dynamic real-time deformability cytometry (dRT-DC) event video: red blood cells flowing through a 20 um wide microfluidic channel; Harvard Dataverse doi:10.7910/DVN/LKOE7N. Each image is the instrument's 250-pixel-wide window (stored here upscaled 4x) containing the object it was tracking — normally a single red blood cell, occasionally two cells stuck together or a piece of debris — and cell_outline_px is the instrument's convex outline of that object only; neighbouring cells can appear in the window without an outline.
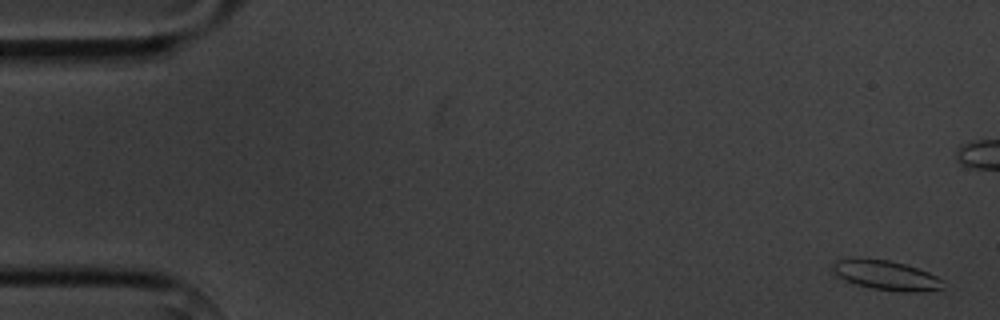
{"species": "common noctule bat (a hibernating species)", "species_latin": "Nyctalus noctula", "temperature_condition": "cold", "stored_images_in_passage": 6, "camera_frame_rate_fps": 3000, "um_per_image_px": 0.085, "animal": {"sex": "male", "body_mass_g": 20.1, "forearm_length_mm": 53.5}, "frame": {"image": 1, "passage_image": 1, "time_ms": 0.0, "image_size_px": [1000, 320], "cell_outline_px": [[944, 288], [920, 292], [904, 292], [872, 288], [856, 284], [844, 280], [832, 268], [832, 264], [836, 260], [888, 260], [904, 264], [928, 272], [944, 280]], "centroid_in_image_um": [75.41, 23.43], "position_along_channel_um": 9.6, "area_um2": 18.44}}
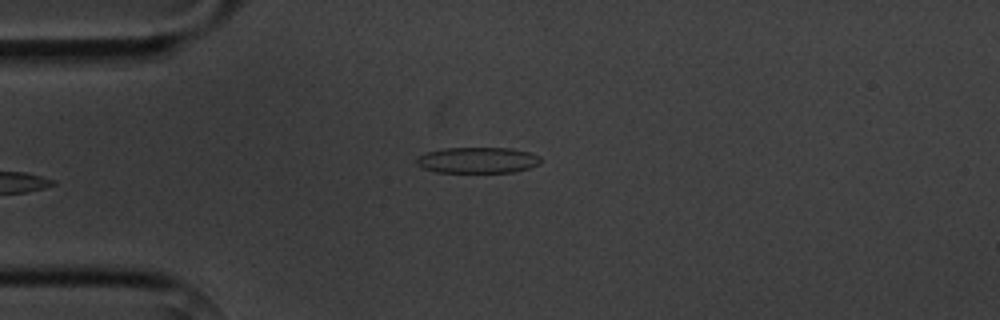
{"frame": {"image": 2, "passage_image": 6, "time_ms": 5.667, "image_size_px": [1000, 320], "cell_outline_px": [[540, 164], [528, 168], [512, 172], [436, 172], [424, 168], [416, 164], [416, 156], [428, 152], [444, 148], [512, 148], [528, 152], [540, 156]], "centroid_in_image_um": [40.58, 13.61], "position_along_channel_um": 44.4, "area_um2": 18.73}}